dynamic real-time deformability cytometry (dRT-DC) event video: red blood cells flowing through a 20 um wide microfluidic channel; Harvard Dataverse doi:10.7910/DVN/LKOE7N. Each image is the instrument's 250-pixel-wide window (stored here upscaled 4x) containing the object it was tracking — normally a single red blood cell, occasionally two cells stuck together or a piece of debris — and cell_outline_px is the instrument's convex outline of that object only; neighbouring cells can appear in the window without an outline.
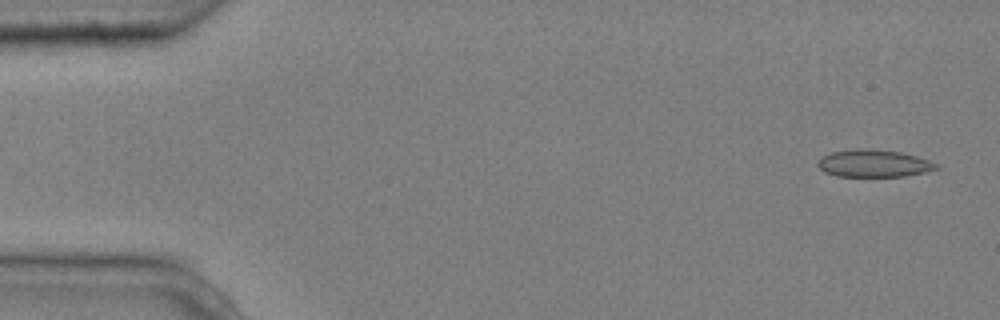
{"species": "common noctule bat (a hibernating species)", "species_latin": "Nyctalus noctula", "temperature_condition": "cold", "stored_images_in_passage": 8, "camera_frame_rate_fps": 3000, "um_per_image_px": 0.085, "animal": {"sex": "male", "body_mass_g": 20.4}, "frame": {"image": 1, "passage_image": 1, "time_ms": 0.0, "image_size_px": [1000, 320], "cell_outline_px": [[940, 168], [928, 172], [904, 176], [836, 176], [824, 172], [816, 164], [824, 156], [832, 152], [856, 148], [872, 148], [900, 152], [916, 156], [940, 164]], "centroid_in_image_um": [74.32, 13.88], "position_along_channel_um": 10.7, "area_um2": 19.02}}
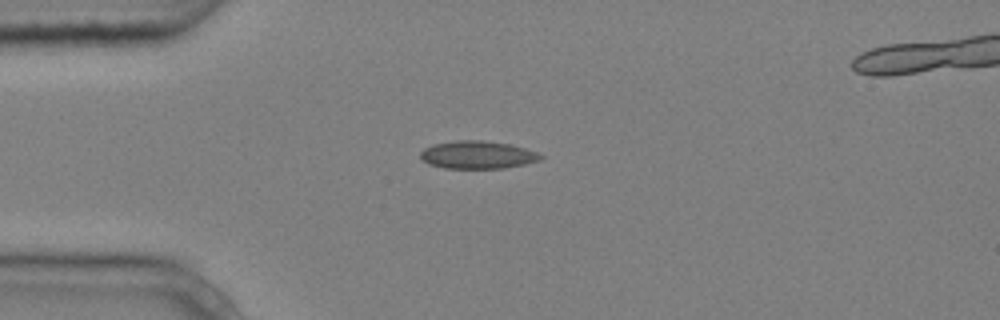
{"frame": {"image": 2, "passage_image": 4, "time_ms": 1.0, "image_size_px": [1000, 320], "cell_outline_px": [[544, 156], [540, 160], [524, 164], [504, 168], [444, 168], [428, 164], [420, 156], [420, 152], [424, 148], [432, 144], [456, 140], [480, 140], [508, 144], [524, 148], [536, 152]], "centroid_in_image_um": [40.56, 13.16], "position_along_channel_um": 44.4, "area_um2": 19.36}}
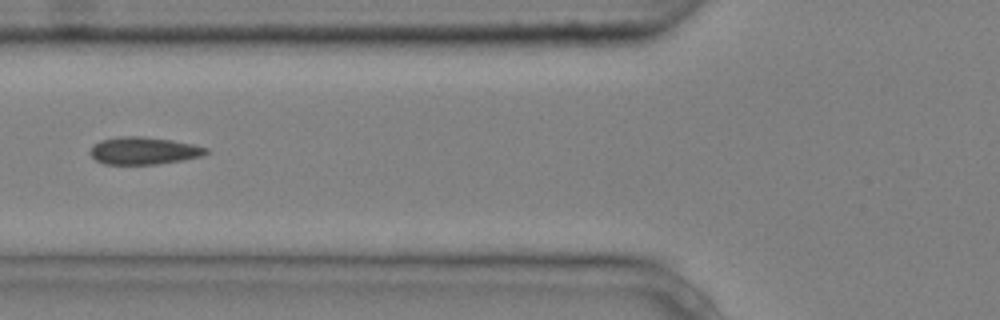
{"frame": {"image": 3, "passage_image": 6, "time_ms": 1.667, "image_size_px": [1000, 320], "cell_outline_px": [[208, 152], [200, 156], [184, 160], [156, 164], [104, 164], [96, 160], [88, 152], [92, 144], [100, 140], [116, 136], [140, 136], [172, 140], [192, 144], [208, 148]], "centroid_in_image_um": [12.16, 12.8], "position_along_channel_um": 113.6, "area_um2": 18.61}}